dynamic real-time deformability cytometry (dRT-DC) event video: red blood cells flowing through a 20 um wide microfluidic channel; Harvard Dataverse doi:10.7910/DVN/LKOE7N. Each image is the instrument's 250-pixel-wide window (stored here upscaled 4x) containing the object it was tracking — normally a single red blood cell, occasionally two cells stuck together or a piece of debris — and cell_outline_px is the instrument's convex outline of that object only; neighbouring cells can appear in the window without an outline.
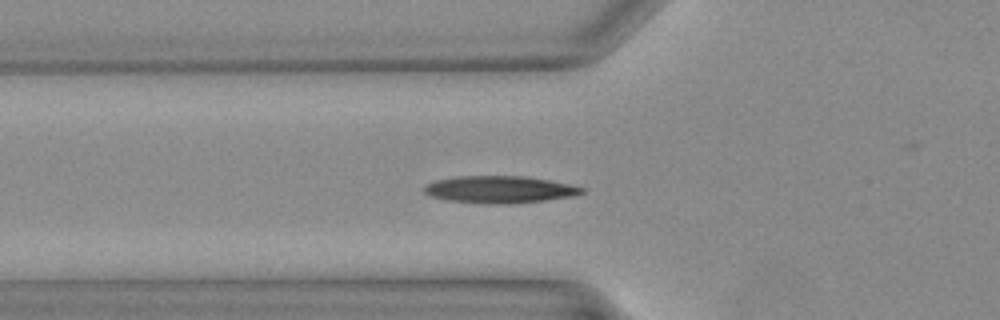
{"species": "Egyptian fruit bat (a non-hibernating species)", "species_latin": "Rousettus aegyptiacus", "temperature_condition": "warm", "stored_images_in_passage": 30, "camera_frame_rate_fps": 3000, "um_per_image_px": 0.085, "animal": {"sex": "female"}, "frame": {"image": 1, "passage_image": 8, "time_ms": 2.333, "image_size_px": [1000, 320], "cell_outline_px": [[584, 192], [572, 196], [548, 200], [512, 204], [488, 204], [448, 200], [428, 196], [420, 188], [424, 184], [436, 180], [456, 176], [524, 176], [548, 180], [568, 184], [584, 188]], "centroid_in_image_um": [42.39, 16.11], "position_along_channel_um": 83.4, "area_um2": 25.14}}
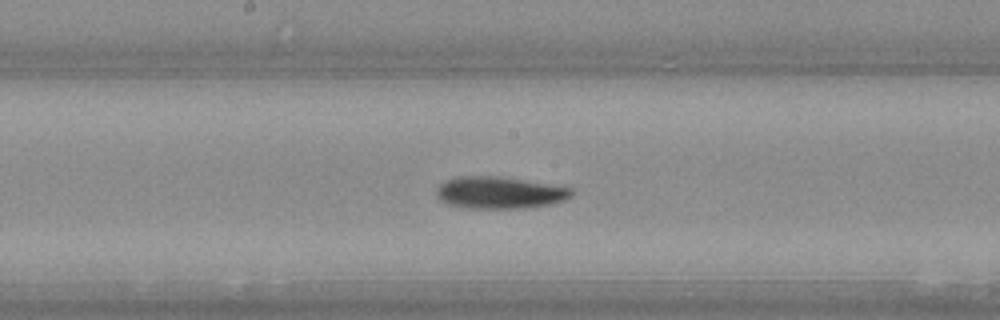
{"frame": {"image": 2, "passage_image": 15, "time_ms": 4.667, "image_size_px": [1000, 320], "cell_outline_px": [[572, 196], [564, 200], [548, 204], [524, 208], [468, 208], [448, 204], [440, 200], [436, 196], [436, 188], [440, 184], [456, 176], [500, 176], [572, 188]], "centroid_in_image_um": [42.42, 16.37], "position_along_channel_um": 205.8, "area_um2": 25.03}}
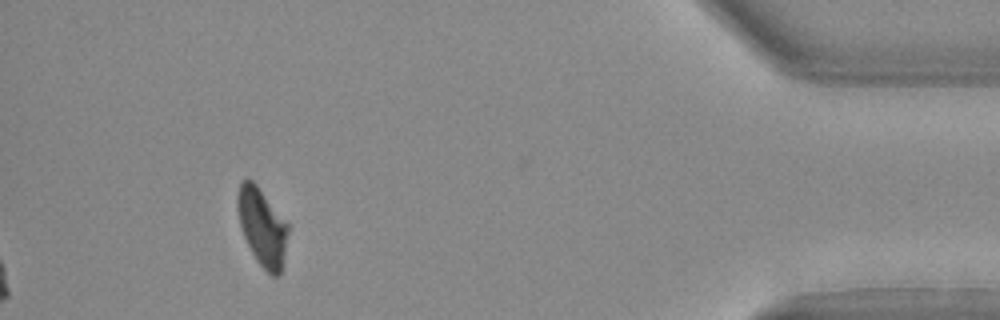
{"frame": {"image": 3, "passage_image": 30, "time_ms": 9.667, "image_size_px": [1000, 320], "cell_outline_px": [[288, 232], [280, 272], [276, 276], [272, 276], [256, 260], [244, 236], [240, 224], [236, 204], [236, 196], [240, 184], [244, 180], [252, 180], [256, 184], [288, 224]], "centroid_in_image_um": [22.26, 19.27], "position_along_channel_um": 412.9, "area_um2": 22.2}}